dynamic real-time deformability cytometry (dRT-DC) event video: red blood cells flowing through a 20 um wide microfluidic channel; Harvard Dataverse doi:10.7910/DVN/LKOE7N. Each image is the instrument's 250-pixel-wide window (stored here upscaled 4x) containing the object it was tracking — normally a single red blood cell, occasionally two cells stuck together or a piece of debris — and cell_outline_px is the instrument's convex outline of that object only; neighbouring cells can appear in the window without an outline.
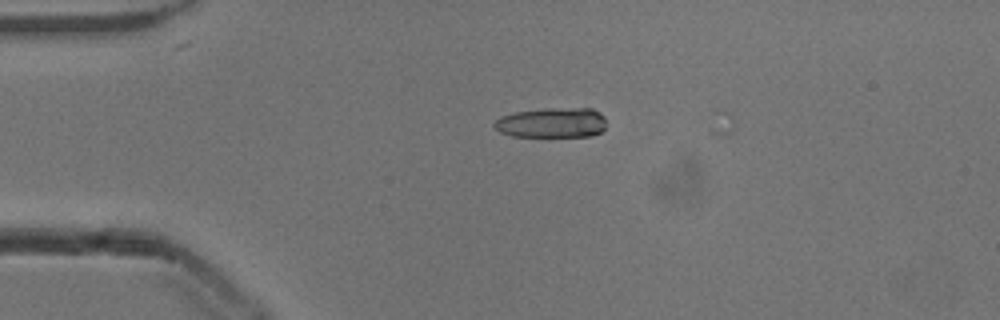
{"species": "common noctule bat (a hibernating species)", "species_latin": "Nyctalus noctula", "temperature_condition": "cold", "stored_images_in_passage": 10, "camera_frame_rate_fps": 3000, "um_per_image_px": 0.085, "animal": {"sex": "male", "body_mass_g": 13.3}, "frame": {"image": 1, "passage_image": 9, "time_ms": 2.667, "image_size_px": [1000, 320], "cell_outline_px": [[604, 128], [600, 132], [592, 136], [512, 136], [500, 132], [492, 124], [500, 116], [516, 112], [544, 108], [592, 108], [604, 116]], "centroid_in_image_um": [46.9, 10.42], "position_along_channel_um": 38.1, "area_um2": 19.59}}